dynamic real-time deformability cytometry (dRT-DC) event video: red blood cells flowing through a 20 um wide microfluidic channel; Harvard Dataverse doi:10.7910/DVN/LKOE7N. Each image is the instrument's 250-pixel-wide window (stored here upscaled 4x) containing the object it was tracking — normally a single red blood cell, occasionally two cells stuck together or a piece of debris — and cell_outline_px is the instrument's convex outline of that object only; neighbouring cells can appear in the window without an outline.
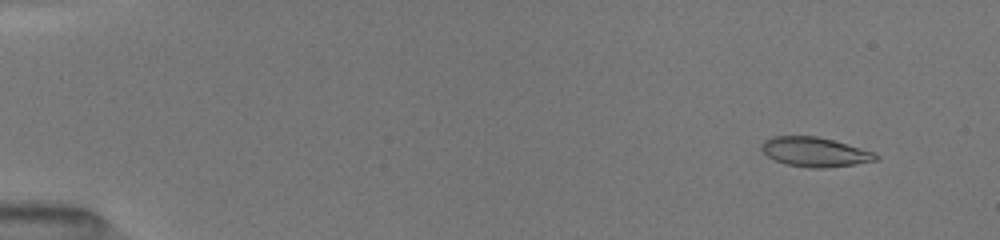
{"species": "common noctule bat (a hibernating species)", "species_latin": "Nyctalus noctula", "temperature_condition": "room temperature", "stored_images_in_passage": 28, "camera_frame_rate_fps": 3000, "um_per_image_px": 0.085, "animal": {"sex": "female", "body_mass_g": 19.5, "forearm_length_mm": 54.1}, "frame": {"image": 1, "passage_image": 5, "time_ms": 1.333, "image_size_px": [1000, 240], "cell_outline_px": [[880, 156], [876, 160], [852, 164], [820, 168], [812, 168], [784, 164], [768, 156], [760, 148], [760, 144], [764, 140], [772, 136], [816, 136], [832, 140], [860, 148], [872, 152]], "centroid_in_image_um": [69.19, 12.91], "position_along_channel_um": 15.8, "area_um2": 19.31}}
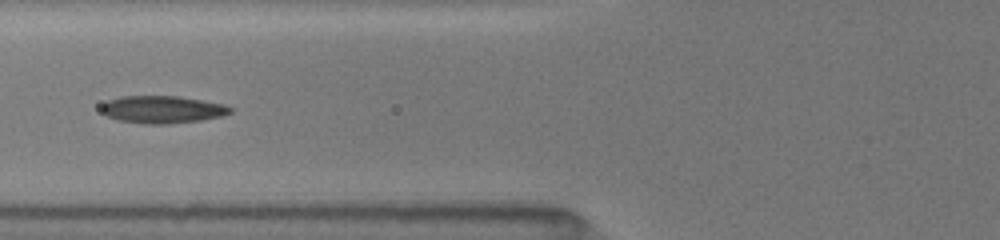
{"frame": {"image": 2, "passage_image": 17, "time_ms": 7.0, "image_size_px": [1000, 240], "cell_outline_px": [[232, 112], [220, 116], [200, 120], [168, 124], [144, 124], [120, 120], [108, 116], [100, 112], [100, 108], [108, 100], [120, 96], [180, 96], [224, 104], [232, 108]], "centroid_in_image_um": [13.79, 9.3], "position_along_channel_um": 112.0, "area_um2": 20.58}}
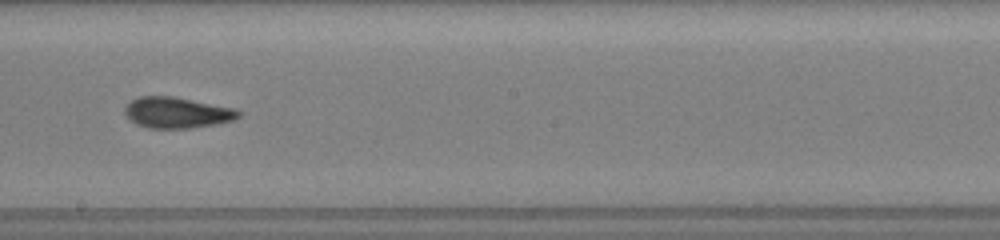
{"frame": {"image": 3, "passage_image": 25, "time_ms": 10.0, "image_size_px": [1000, 240], "cell_outline_px": [[240, 116], [232, 120], [216, 124], [188, 128], [148, 128], [136, 124], [124, 112], [124, 108], [132, 100], [140, 96], [172, 96], [236, 108], [240, 112]], "centroid_in_image_um": [15.05, 9.57], "position_along_channel_um": 233.1, "area_um2": 20.35}}